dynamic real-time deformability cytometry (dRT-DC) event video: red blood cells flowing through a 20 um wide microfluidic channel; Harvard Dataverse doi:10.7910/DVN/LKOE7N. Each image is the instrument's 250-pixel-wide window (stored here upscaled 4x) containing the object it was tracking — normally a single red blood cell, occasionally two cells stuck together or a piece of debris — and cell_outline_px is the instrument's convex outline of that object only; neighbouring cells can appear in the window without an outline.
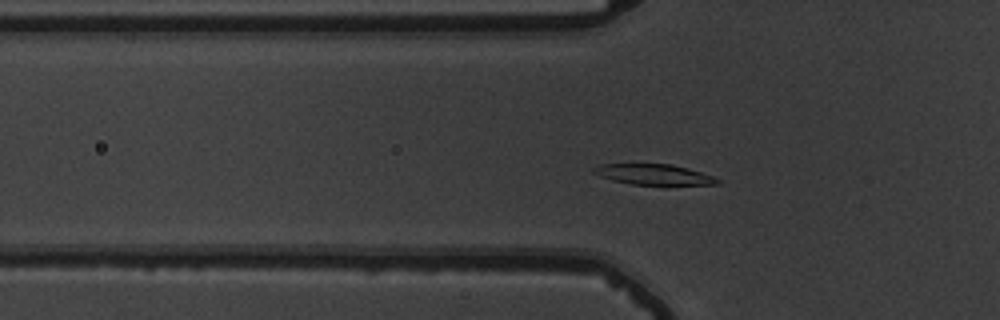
{"species": "common noctule bat (a hibernating species)", "species_latin": "Nyctalus noctula", "temperature_condition": "warm", "stored_images_in_passage": 41, "camera_frame_rate_fps": 3000, "um_per_image_px": 0.085, "animal": {"sex": "male", "body_mass_g": 19.5, "forearm_length_mm": 54.6}, "frame": {"image": 1, "passage_image": 4, "time_ms": 1.0, "image_size_px": [1000, 320], "cell_outline_px": [[720, 184], [632, 184], [612, 180], [600, 176], [592, 172], [592, 168], [600, 164], [672, 164], [688, 168], [712, 176], [720, 180]], "centroid_in_image_um": [55.53, 14.82], "position_along_channel_um": 70.3, "area_um2": 14.57}}
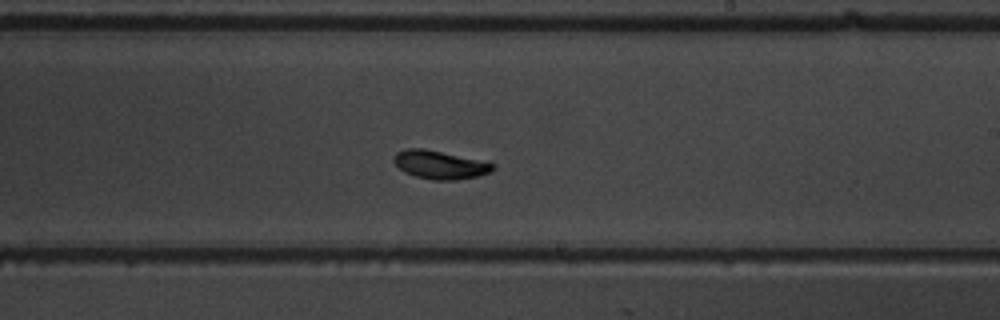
{"frame": {"image": 2, "passage_image": 19, "time_ms": 6.0, "image_size_px": [1000, 320], "cell_outline_px": [[496, 168], [492, 172], [476, 176], [456, 180], [432, 180], [416, 176], [404, 172], [392, 160], [392, 156], [396, 152], [408, 148], [424, 148], [496, 164]], "centroid_in_image_um": [37.37, 14.0], "position_along_channel_um": 251.6, "area_um2": 16.3}}
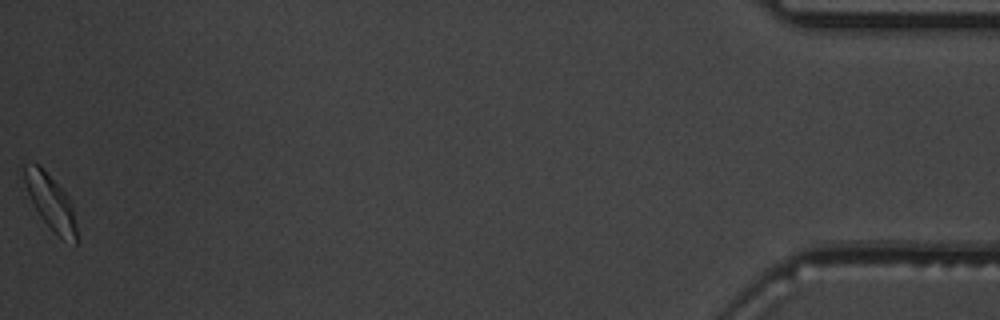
{"frame": {"image": 3, "passage_image": 41, "time_ms": 13.333, "image_size_px": [1000, 320], "cell_outline_px": [[76, 244], [64, 240], [40, 216], [28, 192], [20, 168], [20, 164], [40, 164], [44, 168], [68, 196], [72, 204], [76, 228]], "centroid_in_image_um": [4.27, 17.08], "position_along_channel_um": 430.9, "area_um2": 16.53}, "authors_computed_cell_mechanics": {"area_um2": 16.2418, "velocity_mm_per_s": 3.6504, "shape_relaxation_time_tau1_ms": 3.689, "shape_relaxation_time_tau2_ms": 2.641, "deformation_change_tau1": 0.1401, "deformation_change_tau2": 0.0652}}